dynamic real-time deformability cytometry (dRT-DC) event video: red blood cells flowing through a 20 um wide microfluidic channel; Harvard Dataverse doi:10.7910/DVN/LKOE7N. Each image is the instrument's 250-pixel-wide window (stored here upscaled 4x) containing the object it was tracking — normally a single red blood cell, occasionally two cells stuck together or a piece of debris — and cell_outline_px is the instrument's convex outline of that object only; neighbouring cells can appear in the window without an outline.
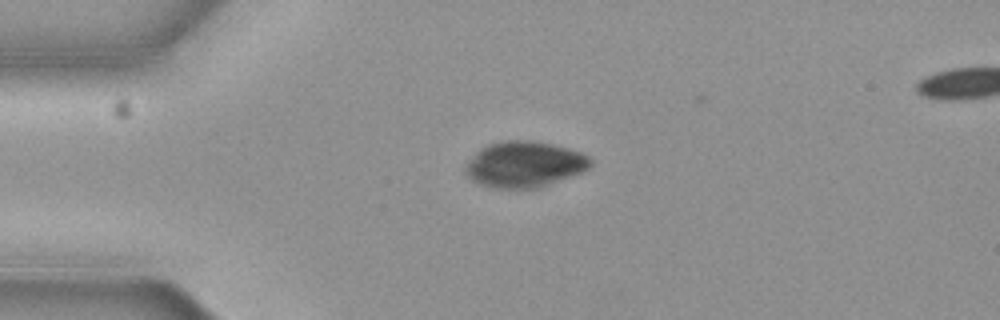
{"species": "common noctule bat (a hibernating species)", "species_latin": "Nyctalus noctula", "temperature_condition": "cold", "stored_images_in_passage": 3, "segment_of_instrument_passage": [1, 2], "camera_frame_rate_fps": 3000, "um_per_image_px": 0.085, "animal": {"sex": "female", "body_mass_g": 19.3, "forearm_length_mm": 54.1}, "frame": {"image": 1, "passage_image": 2, "time_ms": 0.333, "image_size_px": [1000, 320], "cell_outline_px": [[592, 164], [588, 168], [580, 172], [548, 184], [536, 188], [492, 188], [480, 184], [472, 180], [464, 172], [464, 168], [476, 152], [488, 144], [504, 140], [532, 140], [552, 144], [568, 148], [580, 152], [588, 156], [592, 160]], "centroid_in_image_um": [44.56, 13.96], "position_along_channel_um": 40.4, "area_um2": 33.18}}